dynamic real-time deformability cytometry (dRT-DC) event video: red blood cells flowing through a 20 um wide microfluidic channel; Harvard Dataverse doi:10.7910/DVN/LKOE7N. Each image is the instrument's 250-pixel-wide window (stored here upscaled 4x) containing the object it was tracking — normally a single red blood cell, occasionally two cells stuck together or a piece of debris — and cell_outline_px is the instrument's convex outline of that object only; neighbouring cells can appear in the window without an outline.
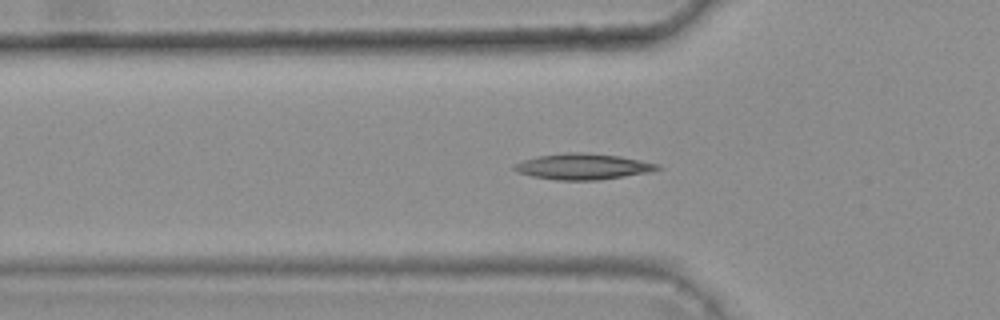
{"species": "common noctule bat (a hibernating species)", "species_latin": "Nyctalus noctula", "temperature_condition": "warm", "stored_images_in_passage": 34, "camera_frame_rate_fps": 3000, "um_per_image_px": 0.085, "animal": {"sex": "female", "body_mass_g": 25.1}, "frame": {"image": 1, "passage_image": 5, "time_ms": 1.333, "image_size_px": [1000, 320], "cell_outline_px": [[664, 168], [652, 172], [600, 180], [556, 180], [532, 176], [516, 172], [512, 168], [516, 164], [524, 160], [536, 156], [564, 152], [580, 152], [620, 156], [660, 164]], "centroid_in_image_um": [49.59, 14.16], "position_along_channel_um": 76.2, "area_um2": 21.85}}
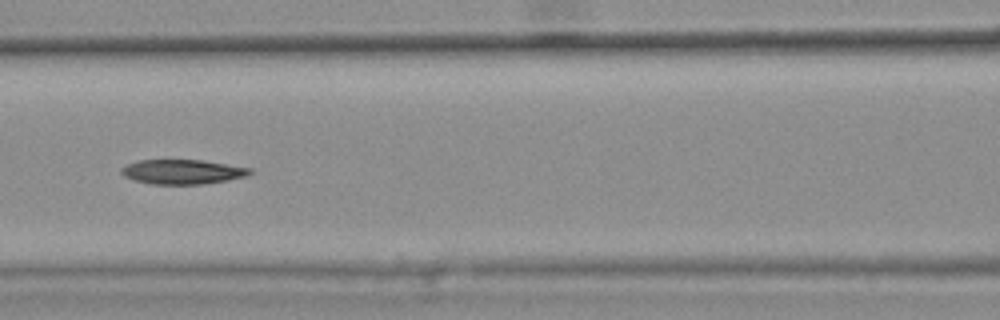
{"frame": {"image": 2, "passage_image": 11, "time_ms": 3.333, "image_size_px": [1000, 320], "cell_outline_px": [[252, 172], [248, 176], [228, 180], [204, 184], [152, 184], [136, 180], [124, 176], [120, 172], [120, 168], [128, 164], [140, 160], [204, 160], [252, 168]], "centroid_in_image_um": [15.55, 14.6], "position_along_channel_um": 151.0, "area_um2": 18.44}}
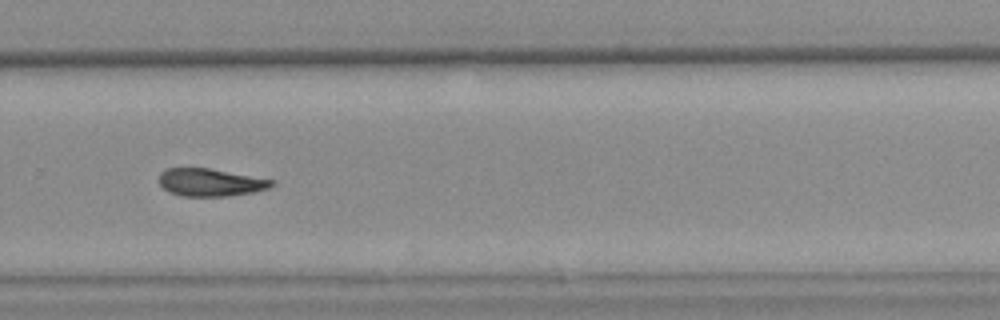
{"frame": {"image": 3, "passage_image": 24, "time_ms": 7.667, "image_size_px": [1000, 320], "cell_outline_px": [[276, 184], [268, 188], [252, 192], [228, 196], [180, 196], [168, 192], [160, 184], [160, 172], [168, 168], [208, 168], [276, 180]], "centroid_in_image_um": [17.9, 15.5], "position_along_channel_um": 311.9, "area_um2": 18.15}}